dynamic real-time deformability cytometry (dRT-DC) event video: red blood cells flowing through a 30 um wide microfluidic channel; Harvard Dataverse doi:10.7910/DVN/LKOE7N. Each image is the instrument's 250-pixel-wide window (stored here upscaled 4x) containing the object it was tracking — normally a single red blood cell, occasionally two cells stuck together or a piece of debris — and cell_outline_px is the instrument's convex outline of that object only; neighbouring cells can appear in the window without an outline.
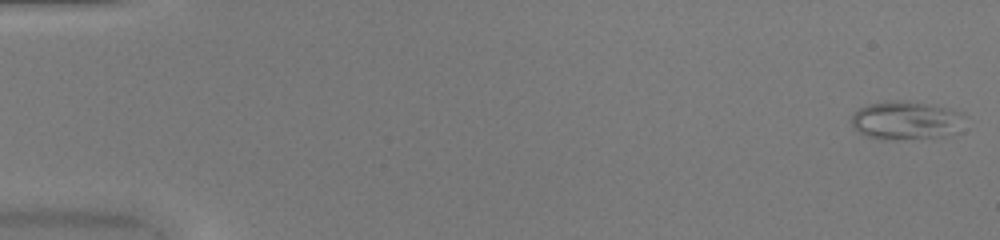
{"species": "common noctule bat (a hibernating species)", "species_latin": "Nyctalus noctula", "temperature_condition": "warm", "stored_images_in_passage": 49, "camera_frame_rate_fps": 3000, "um_per_image_px": 0.085, "animal": {"sex": "female", "body_mass_g": 20.0, "forearm_length_mm": 54.0}, "frame": {"image": 1, "passage_image": 1, "time_ms": 0.0, "image_size_px": [1000, 240], "cell_outline_px": [[964, 116], [956, 132], [944, 136], [896, 140], [880, 140], [868, 136], [860, 132], [852, 124], [852, 116], [860, 108], [868, 104], [896, 100], [900, 100], [936, 104], [952, 108], [960, 112]], "centroid_in_image_um": [77.03, 10.22], "position_along_channel_um": 8.0, "area_um2": 25.37}}
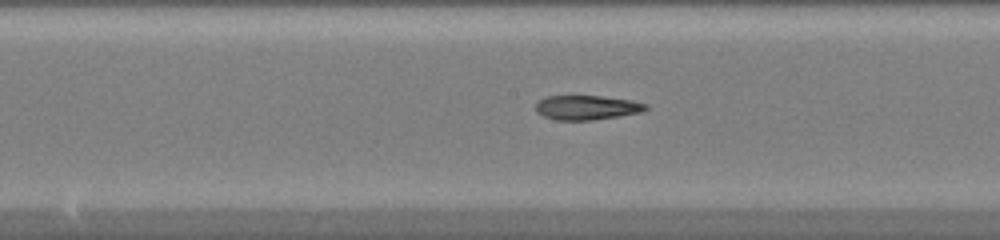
{"frame": {"image": 2, "passage_image": 26, "time_ms": 8.333, "image_size_px": [1000, 240], "cell_outline_px": [[648, 108], [640, 112], [592, 120], [556, 120], [544, 116], [536, 112], [536, 104], [540, 100], [548, 96], [600, 96], [632, 100], [648, 104]], "centroid_in_image_um": [49.87, 9.14], "position_along_channel_um": 198.3, "area_um2": 15.49}}
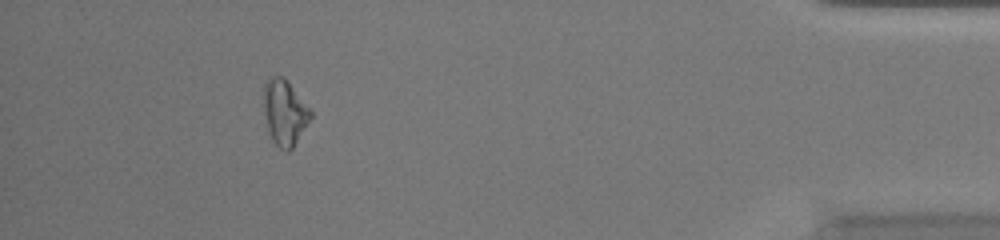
{"frame": {"image": 3, "passage_image": 45, "time_ms": 14.667, "image_size_px": [1000, 240], "cell_outline_px": [[312, 116], [292, 148], [288, 152], [284, 152], [272, 140], [268, 132], [264, 120], [264, 84], [268, 76], [284, 76], [288, 80], [312, 112]], "centroid_in_image_um": [24.16, 9.54], "position_along_channel_um": 411.0, "area_um2": 18.03}, "authors_computed_cell_mechanics": {"area_um2": 17.3978, "velocity_mm_per_s": 4.2152, "shape_relaxation_time_tau1_ms": null, "shape_relaxation_time_tau2_ms": 4.3783, "deformation_change_tau1": null, "deformation_change_tau2": 0.1262}}